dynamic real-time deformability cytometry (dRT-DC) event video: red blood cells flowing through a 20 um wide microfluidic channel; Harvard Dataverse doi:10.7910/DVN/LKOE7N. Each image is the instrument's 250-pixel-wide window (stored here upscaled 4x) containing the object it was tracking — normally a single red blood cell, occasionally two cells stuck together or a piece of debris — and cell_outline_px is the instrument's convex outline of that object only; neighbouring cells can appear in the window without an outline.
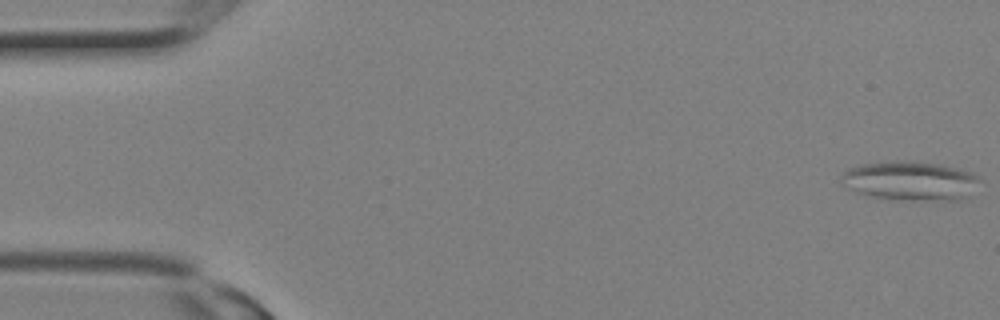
{"species": "Egyptian fruit bat (a non-hibernating species)", "species_latin": "Rousettus aegyptiacus", "temperature_condition": "room temperature", "stored_images_in_passage": 4, "camera_frame_rate_fps": 3000, "um_per_image_px": 0.085, "animal": {"sex": "female"}, "frame": {"image": 1, "passage_image": 1, "time_ms": 0.0, "image_size_px": [1000, 320], "cell_outline_px": [[984, 180], [968, 196], [960, 200], [900, 200], [876, 196], [860, 192], [848, 188], [840, 184], [840, 176], [848, 168], [864, 164], [896, 160], [912, 160], [940, 164], [960, 168], [972, 172], [980, 176]], "centroid_in_image_um": [77.46, 15.35], "position_along_channel_um": 7.5, "area_um2": 32.08}}